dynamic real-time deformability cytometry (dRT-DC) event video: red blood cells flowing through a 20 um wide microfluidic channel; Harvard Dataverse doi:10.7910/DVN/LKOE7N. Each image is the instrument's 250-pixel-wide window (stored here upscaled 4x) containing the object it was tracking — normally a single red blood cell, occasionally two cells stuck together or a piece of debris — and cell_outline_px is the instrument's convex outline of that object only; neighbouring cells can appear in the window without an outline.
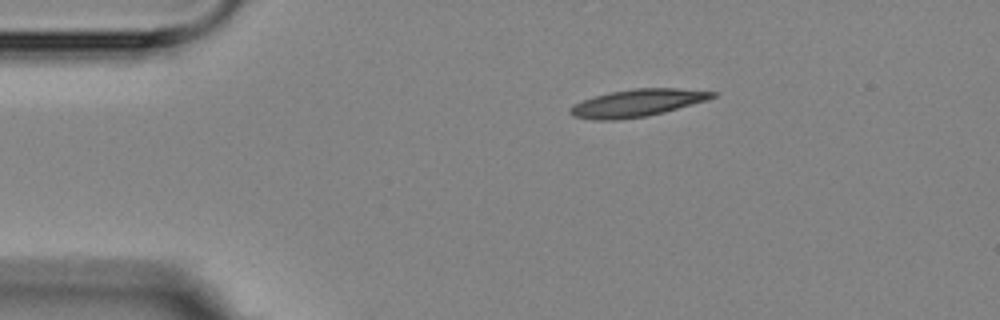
{"species": "Egyptian fruit bat (a non-hibernating species)", "species_latin": "Rousettus aegyptiacus", "temperature_condition": "room temperature", "stored_images_in_passage": 2, "camera_frame_rate_fps": 3000, "um_per_image_px": 0.085, "animal": {"sex": "female"}, "frame": {"image": 1, "passage_image": 1, "time_ms": 0.0, "image_size_px": [1000, 320], "cell_outline_px": [[720, 92], [716, 96], [708, 100], [664, 112], [648, 116], [616, 120], [596, 120], [572, 116], [568, 112], [568, 108], [584, 100], [596, 96], [612, 92], [636, 88], [676, 88]], "centroid_in_image_um": [54.21, 8.76], "position_along_channel_um": 30.8, "area_um2": 22.6}}